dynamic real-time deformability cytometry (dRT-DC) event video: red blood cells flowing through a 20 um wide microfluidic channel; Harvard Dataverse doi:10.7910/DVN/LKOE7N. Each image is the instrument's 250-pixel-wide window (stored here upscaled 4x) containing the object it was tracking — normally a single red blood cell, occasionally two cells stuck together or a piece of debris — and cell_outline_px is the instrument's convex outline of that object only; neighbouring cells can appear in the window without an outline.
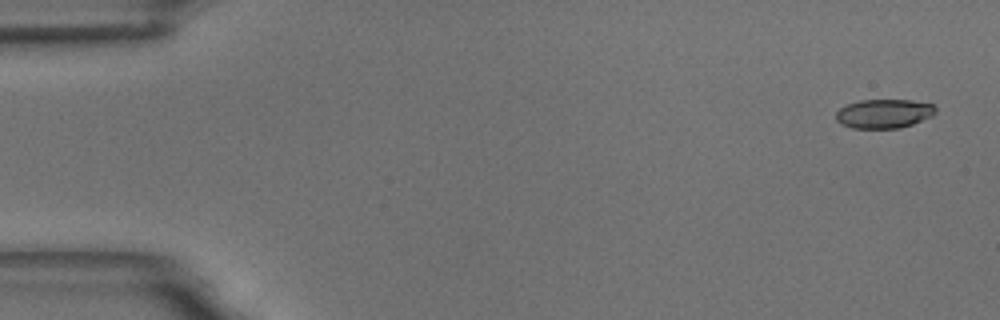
{"species": "common noctule bat (a hibernating species)", "species_latin": "Nyctalus noctula", "temperature_condition": "room temperature", "stored_images_in_passage": 15, "camera_frame_rate_fps": 3000, "um_per_image_px": 0.085, "animal": {"sex": "male", "body_mass_g": 18.8}, "frame": {"image": 1, "passage_image": 1, "time_ms": 0.0, "image_size_px": [1000, 320], "cell_outline_px": [[936, 112], [932, 116], [912, 124], [900, 128], [852, 128], [840, 124], [836, 120], [836, 112], [840, 108], [848, 104], [860, 100], [912, 100], [932, 104], [936, 108]], "centroid_in_image_um": [75.13, 9.66], "position_along_channel_um": 9.9, "area_um2": 16.88}}
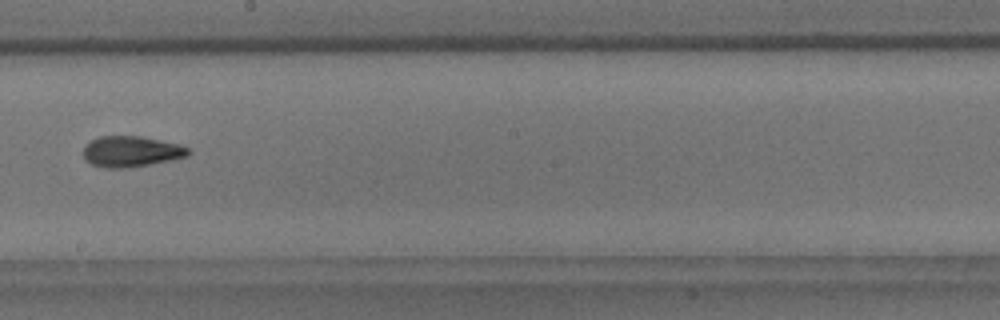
{"frame": {"image": 2, "passage_image": 9, "time_ms": 10.0, "image_size_px": [1000, 320], "cell_outline_px": [[192, 152], [188, 156], [172, 160], [128, 168], [104, 168], [92, 164], [84, 160], [84, 148], [92, 140], [100, 136], [140, 136], [180, 144], [188, 148]], "centroid_in_image_um": [11.18, 12.88], "position_along_channel_um": 237.0, "area_um2": 18.9}}
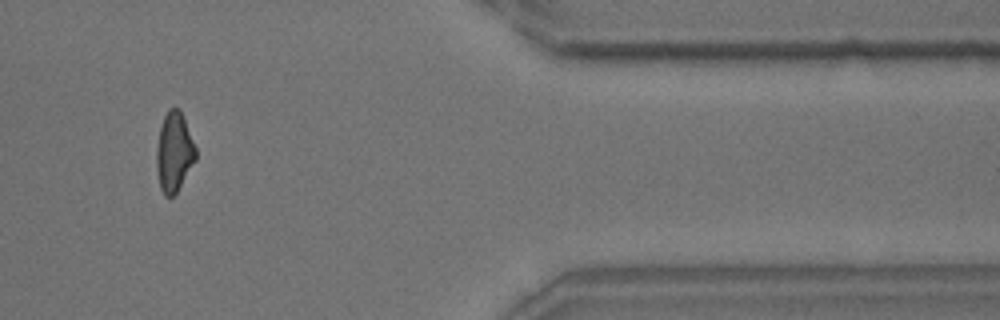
{"frame": {"image": 3, "passage_image": 13, "time_ms": 15.333, "image_size_px": [1000, 320], "cell_outline_px": [[196, 160], [176, 192], [172, 196], [164, 196], [160, 188], [156, 168], [156, 148], [160, 128], [164, 116], [168, 108], [180, 108], [196, 148]], "centroid_in_image_um": [14.79, 12.91], "position_along_channel_um": 396.6, "area_um2": 18.15}, "authors_computed_cell_mechanics": {"area_um2": 18.1492, "velocity_mm_per_s": 3.5747, "shape_relaxation_time_tau1_ms": 2.8387, "shape_relaxation_time_tau2_ms": 2.0978, "deformation_change_tau1": 0.1217, "deformation_change_tau2": 0.096}}